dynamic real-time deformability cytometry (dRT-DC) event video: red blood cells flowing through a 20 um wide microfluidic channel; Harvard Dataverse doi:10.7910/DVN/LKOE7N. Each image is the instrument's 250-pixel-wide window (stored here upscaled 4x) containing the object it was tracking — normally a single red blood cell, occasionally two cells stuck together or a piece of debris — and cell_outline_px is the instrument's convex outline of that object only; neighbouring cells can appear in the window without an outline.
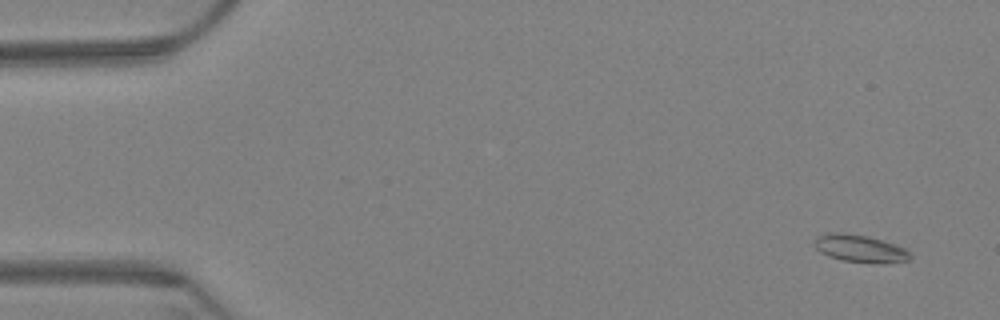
{"species": "Egyptian fruit bat (a non-hibernating species)", "species_latin": "Rousettus aegyptiacus", "temperature_condition": "warm", "stored_images_in_passage": 64, "camera_frame_rate_fps": 3000, "um_per_image_px": 0.085, "animal": {"sex": "female"}, "frame": {"image": 1, "passage_image": 4, "time_ms": 1.0, "image_size_px": [1000, 320], "cell_outline_px": [[912, 256], [908, 260], [844, 260], [828, 256], [820, 252], [812, 244], [816, 236], [828, 232], [844, 232], [868, 236], [896, 244], [904, 248]], "centroid_in_image_um": [72.97, 21.04], "position_along_channel_um": 12.0, "area_um2": 14.57}}
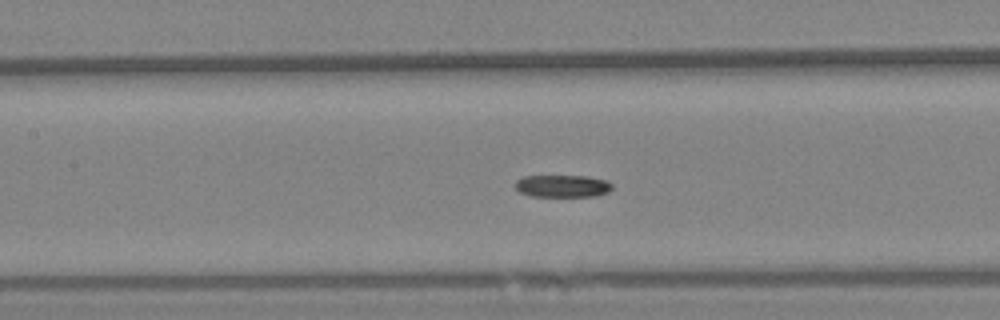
{"frame": {"image": 2, "passage_image": 30, "time_ms": 9.667, "image_size_px": [1000, 320], "cell_outline_px": [[612, 188], [608, 192], [596, 196], [532, 196], [520, 192], [516, 188], [516, 180], [524, 176], [588, 176], [604, 180], [612, 184]], "centroid_in_image_um": [47.82, 15.81], "position_along_channel_um": 159.6, "area_um2": 12.48}}
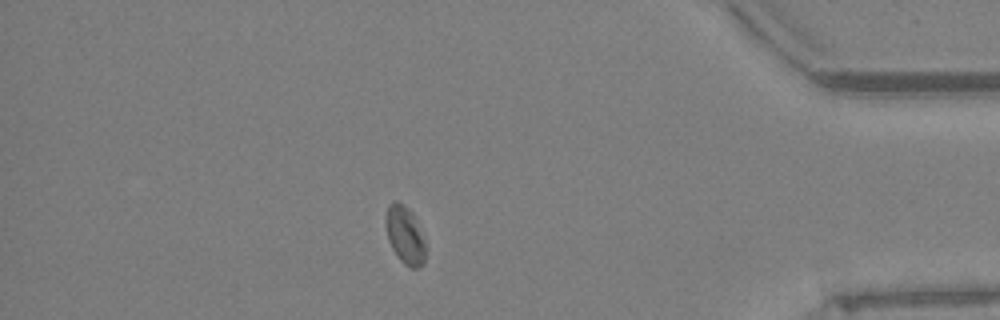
{"frame": {"image": 3, "passage_image": 56, "time_ms": 18.333, "image_size_px": [1000, 320], "cell_outline_px": [[424, 260], [420, 268], [412, 268], [404, 264], [400, 260], [392, 248], [388, 240], [384, 216], [388, 208], [396, 200], [404, 204], [412, 212], [424, 240]], "centroid_in_image_um": [34.4, 19.98], "position_along_channel_um": 400.8, "area_um2": 13.18}}